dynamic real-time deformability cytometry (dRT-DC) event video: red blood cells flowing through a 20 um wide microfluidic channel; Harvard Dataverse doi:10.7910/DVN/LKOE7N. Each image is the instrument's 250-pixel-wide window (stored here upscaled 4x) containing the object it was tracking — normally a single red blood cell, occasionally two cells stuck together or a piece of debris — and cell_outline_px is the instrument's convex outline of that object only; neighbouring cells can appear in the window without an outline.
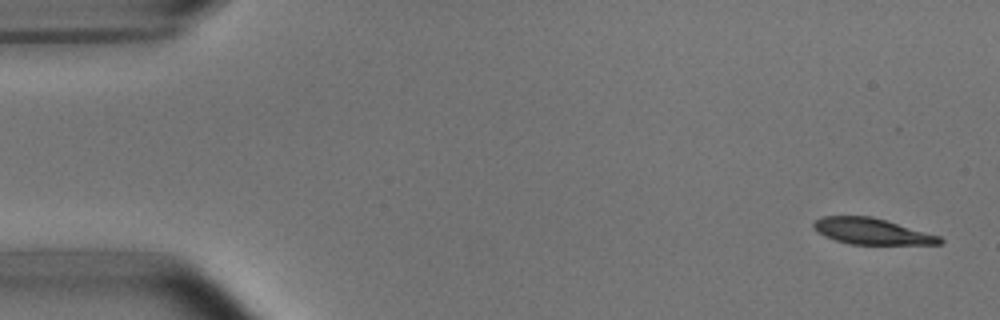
{"species": "common noctule bat (a hibernating species)", "species_latin": "Nyctalus noctula", "temperature_condition": "room temperature", "stored_images_in_passage": 5, "camera_frame_rate_fps": 3000, "um_per_image_px": 0.085, "animal": {"sex": "male", "body_mass_g": 15.6}, "frame": {"image": 1, "passage_image": 1, "time_ms": 0.0, "image_size_px": [1000, 320], "cell_outline_px": [[944, 240], [940, 244], [852, 244], [836, 240], [824, 236], [812, 228], [812, 224], [816, 220], [824, 216], [872, 216], [940, 236]], "centroid_in_image_um": [74.08, 19.66], "position_along_channel_um": 10.9, "area_um2": 19.02}}
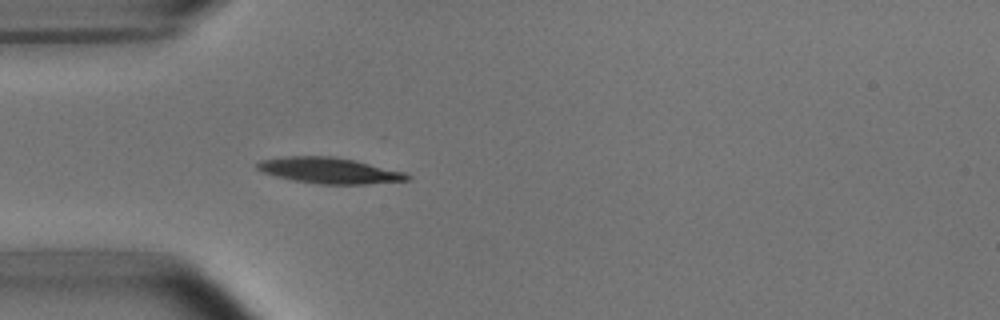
{"frame": {"image": 2, "passage_image": 5, "time_ms": 1.333, "image_size_px": [1000, 320], "cell_outline_px": [[412, 180], [368, 184], [320, 184], [292, 180], [276, 176], [264, 172], [256, 168], [256, 164], [260, 160], [288, 156], [332, 156], [352, 160], [404, 172], [412, 176]], "centroid_in_image_um": [28.01, 14.5], "position_along_channel_um": 57.0, "area_um2": 22.48}}